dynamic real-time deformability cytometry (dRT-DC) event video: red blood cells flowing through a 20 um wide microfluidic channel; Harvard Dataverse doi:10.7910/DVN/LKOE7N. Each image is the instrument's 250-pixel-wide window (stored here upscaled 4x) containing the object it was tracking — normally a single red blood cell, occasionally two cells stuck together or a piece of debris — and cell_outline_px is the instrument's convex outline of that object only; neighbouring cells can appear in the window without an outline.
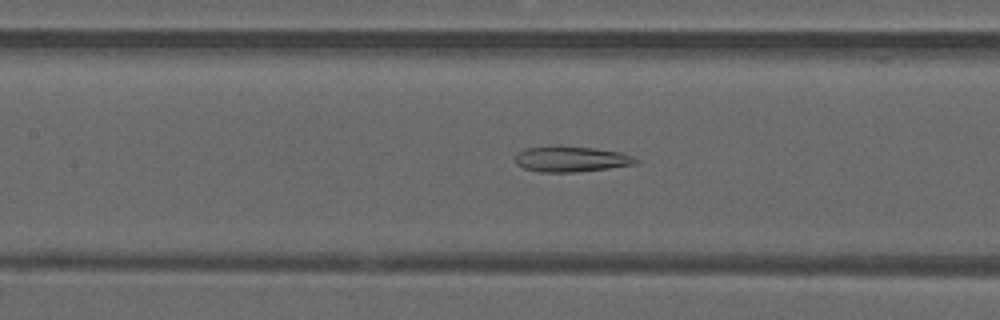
{"species": "common noctule bat (a hibernating species)", "species_latin": "Nyctalus noctula", "temperature_condition": "warm", "stored_images_in_passage": 42, "camera_frame_rate_fps": 3000, "um_per_image_px": 0.085, "animal": {"sex": "male", "forearm_length_mm": 52.5}, "frame": {"image": 1, "passage_image": 15, "time_ms": 4.667, "image_size_px": [1000, 320], "cell_outline_px": [[640, 160], [636, 164], [608, 168], [576, 172], [540, 172], [524, 168], [516, 164], [516, 152], [524, 148], [596, 148], [620, 152], [632, 156]], "centroid_in_image_um": [48.57, 13.55], "position_along_channel_um": 158.8, "area_um2": 17.4}}
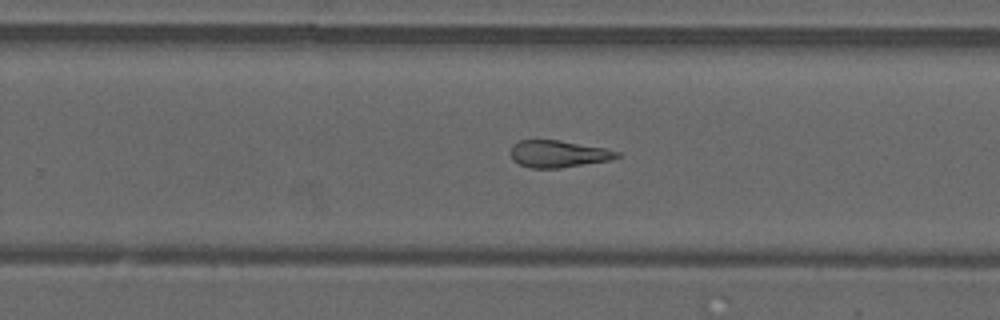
{"frame": {"image": 2, "passage_image": 24, "time_ms": 7.667, "image_size_px": [1000, 320], "cell_outline_px": [[620, 156], [612, 160], [560, 168], [532, 168], [520, 164], [512, 160], [508, 152], [512, 144], [520, 140], [560, 140], [608, 148], [620, 152]], "centroid_in_image_um": [47.45, 13.07], "position_along_channel_um": 282.3, "area_um2": 17.11}}
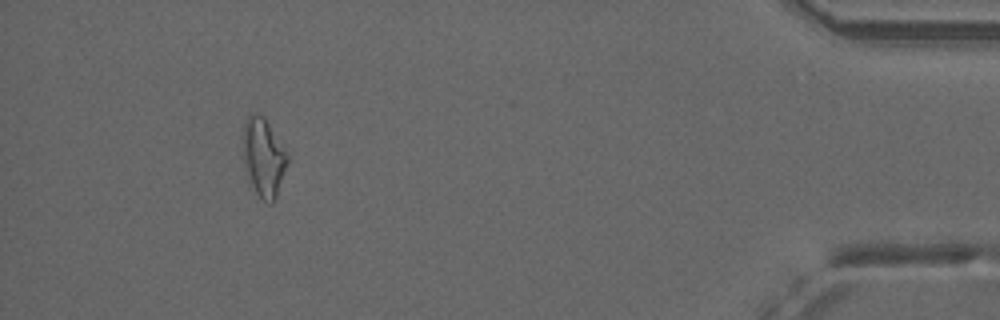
{"frame": {"image": 3, "passage_image": 38, "time_ms": 12.333, "image_size_px": [1000, 320], "cell_outline_px": [[288, 160], [276, 196], [272, 204], [268, 204], [260, 200], [248, 184], [244, 164], [244, 124], [248, 116], [252, 112], [256, 112], [264, 116], [288, 152]], "centroid_in_image_um": [22.39, 13.41], "position_along_channel_um": 412.8, "area_um2": 20.63}, "authors_computed_cell_mechanics": {"area_um2": 18.3226, "velocity_mm_per_s": 4.1321, "shape_relaxation_time_tau1_ms": null, "shape_relaxation_time_tau2_ms": 5.2781, "deformation_change_tau1": null, "deformation_change_tau2": 0.1745}}